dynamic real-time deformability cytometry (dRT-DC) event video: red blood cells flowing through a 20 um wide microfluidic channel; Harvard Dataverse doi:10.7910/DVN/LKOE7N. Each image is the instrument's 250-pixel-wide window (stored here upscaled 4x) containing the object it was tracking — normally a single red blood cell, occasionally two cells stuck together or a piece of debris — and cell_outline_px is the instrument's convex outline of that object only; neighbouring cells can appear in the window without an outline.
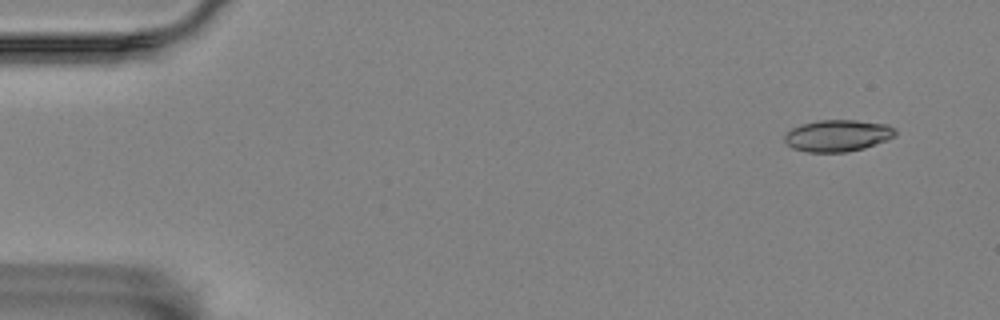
{"species": "Egyptian fruit bat (a non-hibernating species)", "species_latin": "Rousettus aegyptiacus", "temperature_condition": "room temperature", "stored_images_in_passage": 4, "camera_frame_rate_fps": 3000, "um_per_image_px": 0.085, "animal": {"sex": "female"}, "frame": {"image": 1, "passage_image": 1, "time_ms": 0.0, "image_size_px": [1000, 320], "cell_outline_px": [[896, 136], [888, 140], [864, 148], [844, 152], [808, 152], [792, 148], [784, 140], [784, 136], [792, 128], [800, 124], [820, 120], [856, 120], [888, 124], [896, 132]], "centroid_in_image_um": [71.21, 11.52], "position_along_channel_um": 13.8, "area_um2": 20.46}}
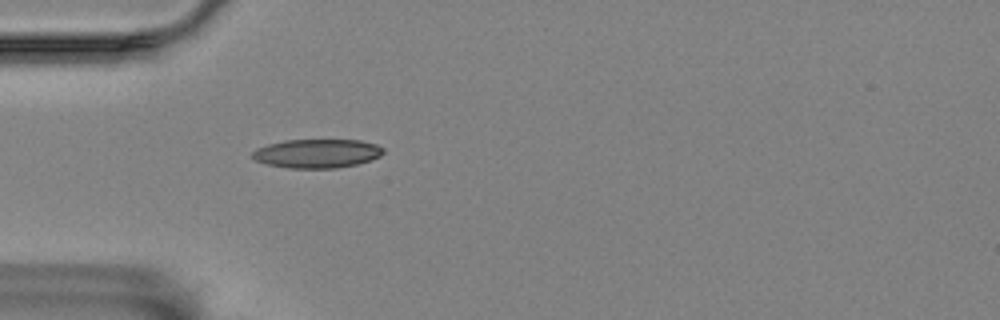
{"frame": {"image": 2, "passage_image": 4, "time_ms": 4.333, "image_size_px": [1000, 320], "cell_outline_px": [[384, 152], [380, 156], [372, 160], [356, 164], [336, 168], [288, 168], [268, 164], [256, 160], [252, 156], [252, 152], [256, 148], [268, 144], [284, 140], [360, 140], [376, 144], [384, 148]], "centroid_in_image_um": [26.97, 13.04], "position_along_channel_um": 58.0, "area_um2": 22.02}}